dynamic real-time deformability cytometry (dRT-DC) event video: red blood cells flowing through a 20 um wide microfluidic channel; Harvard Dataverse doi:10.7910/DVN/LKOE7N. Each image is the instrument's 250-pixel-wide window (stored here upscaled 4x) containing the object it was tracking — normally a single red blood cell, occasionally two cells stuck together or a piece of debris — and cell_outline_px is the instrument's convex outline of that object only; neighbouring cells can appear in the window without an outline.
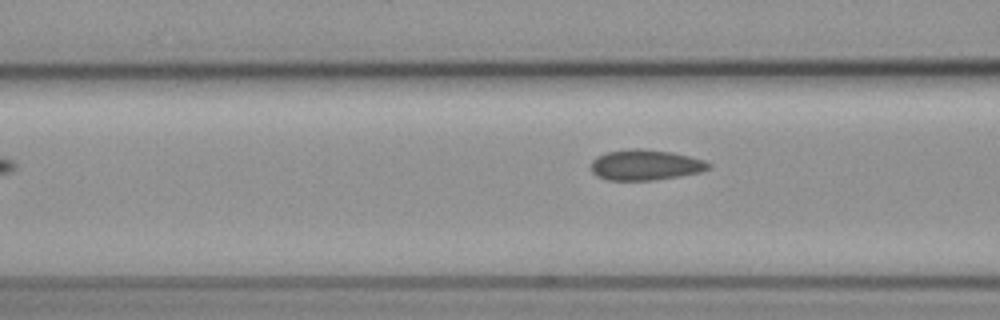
{"species": "common noctule bat (a hibernating species)", "species_latin": "Nyctalus noctula", "temperature_condition": "cold", "stored_images_in_passage": 3, "camera_frame_rate_fps": 3000, "um_per_image_px": 0.085, "animal": {"sex": "female", "body_mass_g": 19.3, "forearm_length_mm": 54.1}, "frame": {"image": 1, "passage_image": 3, "time_ms": 3.0, "image_size_px": [1000, 320], "cell_outline_px": [[712, 164], [708, 168], [700, 172], [680, 176], [652, 180], [608, 180], [596, 176], [592, 172], [592, 160], [596, 156], [608, 152], [628, 148], [640, 148], [672, 152], [704, 160]], "centroid_in_image_um": [54.84, 14.01], "position_along_channel_um": 111.8, "area_um2": 20.92}}